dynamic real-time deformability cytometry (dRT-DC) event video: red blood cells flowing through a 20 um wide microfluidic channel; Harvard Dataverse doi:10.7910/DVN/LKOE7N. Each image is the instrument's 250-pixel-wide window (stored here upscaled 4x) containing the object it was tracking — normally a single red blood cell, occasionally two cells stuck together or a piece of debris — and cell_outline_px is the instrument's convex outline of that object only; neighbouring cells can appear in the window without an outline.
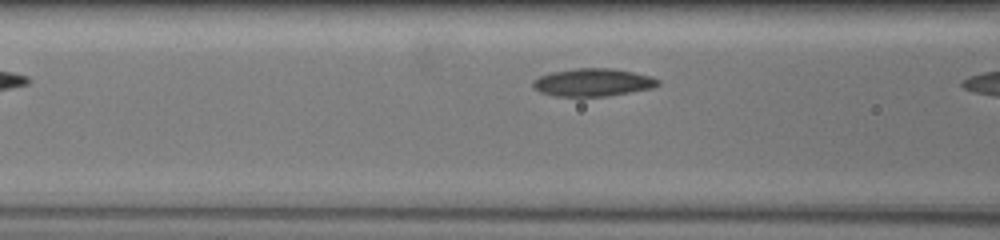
{"species": "common noctule bat (a hibernating species)", "species_latin": "Nyctalus noctula", "temperature_condition": "warm", "stored_images_in_passage": 6, "camera_frame_rate_fps": 3000, "um_per_image_px": 0.085, "animal": {"sex": "female", "body_mass_g": 19.5, "forearm_length_mm": 54.1}, "frame": {"image": 1, "passage_image": 5, "time_ms": 1.333, "image_size_px": [1000, 240], "cell_outline_px": [[660, 84], [652, 88], [604, 96], [556, 96], [540, 92], [532, 84], [532, 80], [540, 76], [552, 72], [576, 68], [612, 68], [652, 76], [660, 80]], "centroid_in_image_um": [50.4, 6.99], "position_along_channel_um": 116.2, "area_um2": 20.06}}